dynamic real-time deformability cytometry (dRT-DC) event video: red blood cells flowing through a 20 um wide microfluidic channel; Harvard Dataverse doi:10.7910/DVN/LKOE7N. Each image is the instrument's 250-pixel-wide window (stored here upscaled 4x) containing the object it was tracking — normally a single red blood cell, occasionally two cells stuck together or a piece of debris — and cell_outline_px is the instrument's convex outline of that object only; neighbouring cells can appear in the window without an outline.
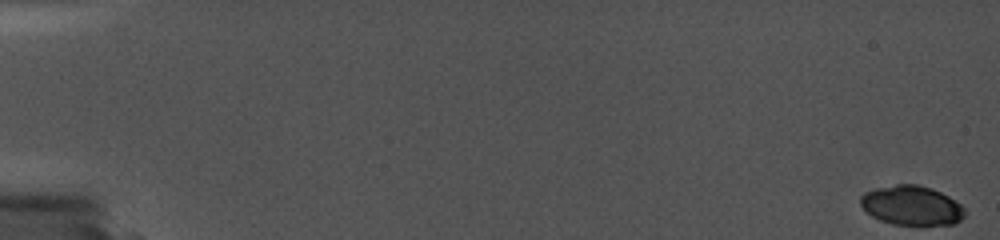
{"species": "common noctule bat (a hibernating species)", "species_latin": "Nyctalus noctula", "temperature_condition": "cold", "stored_images_in_passage": 2, "camera_frame_rate_fps": 5000, "um_per_image_px": 0.085, "animal": {"sex": "female", "body_mass_g": 19.0, "forearm_length_mm": 56.7}, "frame": {"image": 1, "passage_image": 2, "time_ms": 0.2, "image_size_px": [1000, 240], "cell_outline_px": [[968, 212], [960, 220], [952, 224], [892, 224], [880, 220], [872, 216], [860, 204], [860, 196], [864, 192], [876, 188], [896, 184], [916, 184], [932, 188], [956, 200]], "centroid_in_image_um": [77.49, 17.45], "position_along_channel_um": 7.5, "area_um2": 23.93}}